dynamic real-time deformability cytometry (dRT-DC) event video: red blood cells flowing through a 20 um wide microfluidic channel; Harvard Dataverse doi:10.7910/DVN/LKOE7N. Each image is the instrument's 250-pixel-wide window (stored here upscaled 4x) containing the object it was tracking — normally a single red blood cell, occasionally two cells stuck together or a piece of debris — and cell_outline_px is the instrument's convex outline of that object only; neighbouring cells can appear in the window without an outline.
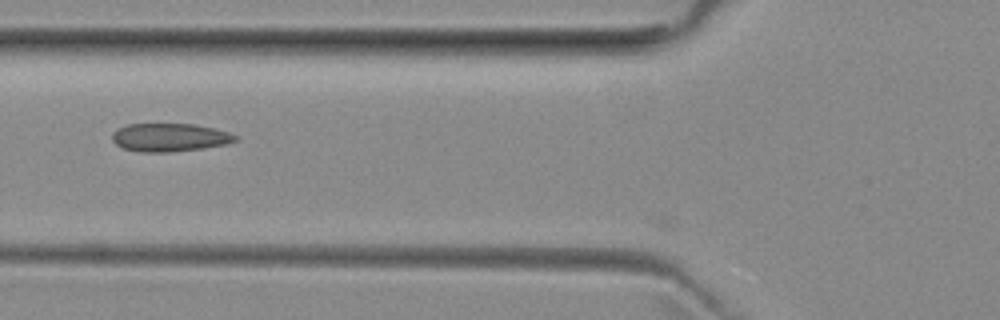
{"species": "common noctule bat (a hibernating species)", "species_latin": "Nyctalus noctula", "temperature_condition": "room temperature", "stored_images_in_passage": 38, "segment_of_instrument_passage": [1, 2], "camera_frame_rate_fps": 3000, "um_per_image_px": 0.085, "animal": {"sex": "female", "body_mass_g": 29.2, "forearm_length_mm": 56.3}, "frame": {"image": 1, "passage_image": 5, "time_ms": 1.333, "image_size_px": [1000, 320], "cell_outline_px": [[236, 140], [228, 144], [200, 148], [168, 152], [140, 152], [124, 148], [116, 144], [112, 140], [112, 132], [116, 128], [128, 124], [192, 124], [212, 128], [228, 132], [236, 136]], "centroid_in_image_um": [14.37, 11.67], "position_along_channel_um": 111.4, "area_um2": 20.06}}
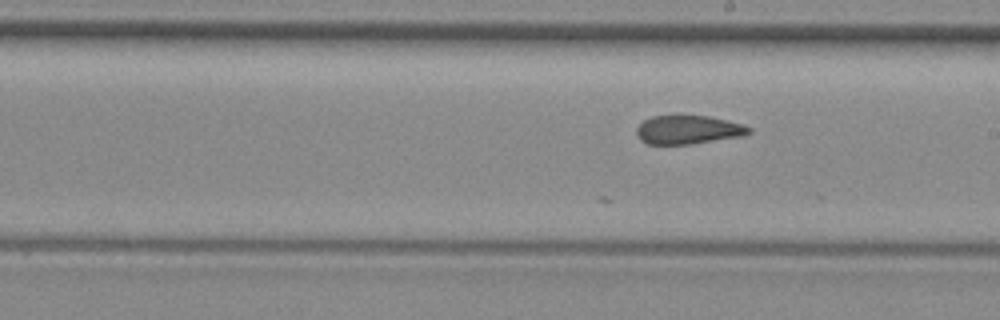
{"frame": {"image": 2, "passage_image": 14, "time_ms": 4.333, "image_size_px": [1000, 320], "cell_outline_px": [[752, 132], [740, 136], [692, 144], [648, 144], [640, 140], [636, 136], [636, 128], [644, 120], [652, 116], [708, 116], [728, 120], [752, 128]], "centroid_in_image_um": [58.47, 11.03], "position_along_channel_um": 230.5, "area_um2": 18.67}}
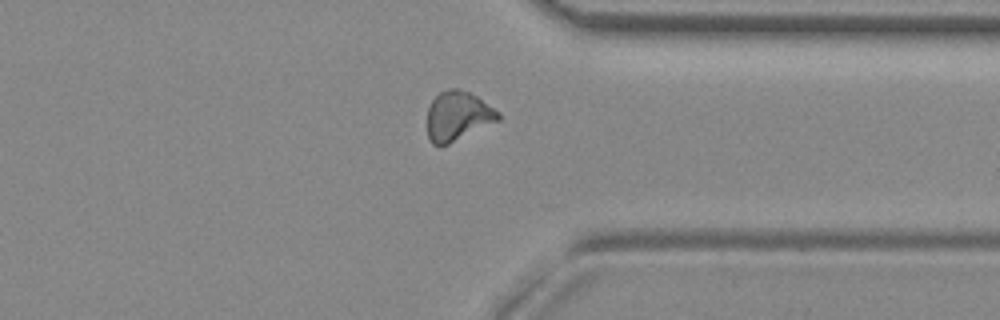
{"frame": {"image": 3, "passage_image": 25, "time_ms": 8.0, "image_size_px": [1000, 320], "cell_outline_px": [[500, 120], [448, 144], [432, 144], [428, 136], [428, 108], [432, 100], [440, 92], [448, 88], [456, 88], [468, 92], [476, 96], [500, 112]], "centroid_in_image_um": [38.92, 9.85], "position_along_channel_um": 372.5, "area_um2": 20.17}}